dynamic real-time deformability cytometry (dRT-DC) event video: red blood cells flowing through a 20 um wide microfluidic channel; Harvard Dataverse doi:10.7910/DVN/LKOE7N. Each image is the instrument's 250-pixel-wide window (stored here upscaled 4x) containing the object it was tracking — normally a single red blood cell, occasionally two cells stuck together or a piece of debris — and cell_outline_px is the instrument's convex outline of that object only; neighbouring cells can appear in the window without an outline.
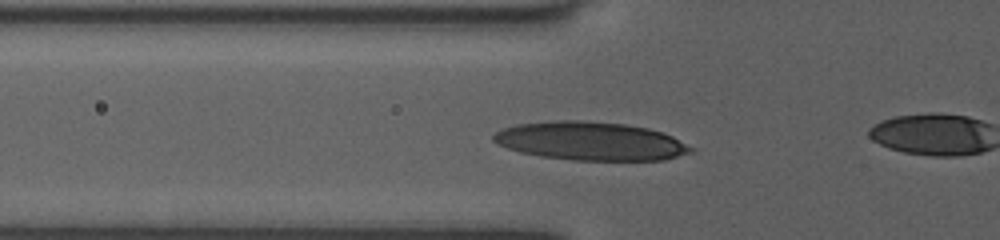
{"species": "human", "species_latin": "Homo sapiens", "temperature_condition": "room temperature", "stored_images_in_passage": 26, "camera_frame_rate_fps": 3000, "um_per_image_px": 0.085, "donor": {"sex": "female"}, "frame": {"image": 1, "passage_image": 2, "time_ms": 0.333, "image_size_px": [1000, 240], "cell_outline_px": [[696, 148], [692, 152], [664, 160], [572, 160], [540, 156], [520, 152], [496, 144], [492, 140], [492, 136], [496, 132], [504, 128], [516, 124], [552, 120], [584, 120], [624, 124], [648, 128], [664, 132]], "centroid_in_image_um": [50.2, 11.99], "position_along_channel_um": 75.6, "area_um2": 44.51}}
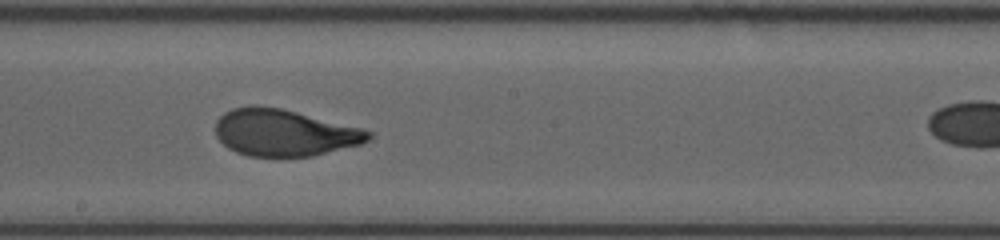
{"frame": {"image": 2, "passage_image": 13, "time_ms": 4.0, "image_size_px": [1000, 240], "cell_outline_px": [[372, 136], [368, 140], [360, 144], [312, 156], [248, 156], [236, 152], [228, 148], [216, 136], [216, 120], [224, 112], [232, 108], [252, 104], [256, 104], [280, 108], [360, 128], [372, 132]], "centroid_in_image_um": [24.1, 11.27], "position_along_channel_um": 224.1, "area_um2": 41.44}}
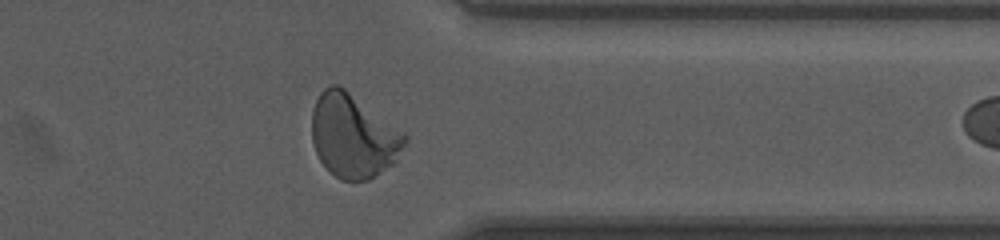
{"frame": {"image": 3, "passage_image": 25, "time_ms": 8.0, "image_size_px": [1000, 240], "cell_outline_px": [[408, 140], [396, 160], [392, 164], [368, 180], [340, 180], [320, 160], [316, 152], [312, 140], [312, 108], [320, 92], [328, 84], [336, 84], [344, 88], [404, 132], [408, 136]], "centroid_in_image_um": [30.02, 11.53], "position_along_channel_um": 381.4, "area_um2": 44.97}}